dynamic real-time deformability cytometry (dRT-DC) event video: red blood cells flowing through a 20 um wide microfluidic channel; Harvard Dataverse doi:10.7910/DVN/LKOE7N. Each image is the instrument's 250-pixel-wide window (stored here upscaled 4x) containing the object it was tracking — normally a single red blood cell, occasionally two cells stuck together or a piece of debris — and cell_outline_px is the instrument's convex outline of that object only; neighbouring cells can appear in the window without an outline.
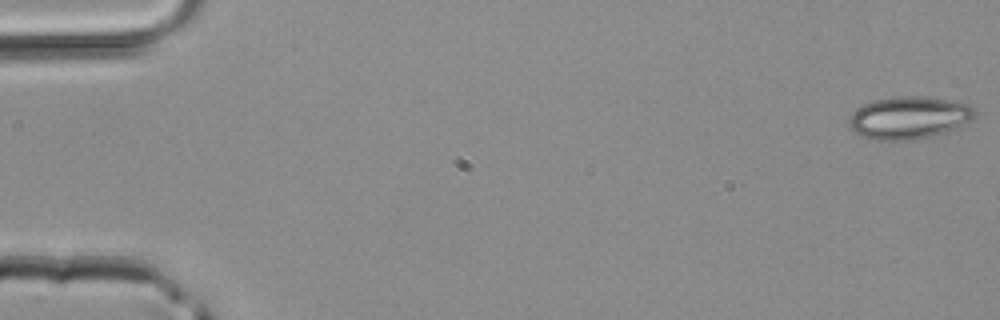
{"species": "common noctule bat (a hibernating species)", "species_latin": "Nyctalus noctula", "temperature_condition": "room temperature", "stored_images_in_passage": 46, "camera_frame_rate_fps": 3000, "um_per_image_px": 0.085, "animal": {"sex": "male", "body_mass_g": 20.4}, "frame": {"image": 1, "passage_image": 1, "time_ms": 0.0, "image_size_px": [1000, 320], "cell_outline_px": [[976, 112], [972, 120], [956, 128], [944, 132], [916, 140], [872, 140], [856, 132], [848, 124], [848, 120], [852, 112], [856, 108], [864, 104], [876, 100], [900, 96], [924, 96], [952, 100], [968, 104], [976, 108]], "centroid_in_image_um": [77.28, 10.0], "position_along_channel_um": 7.7, "area_um2": 31.21}}
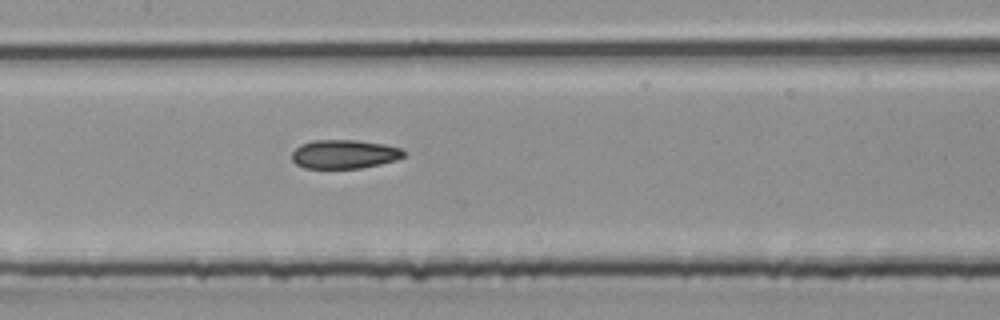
{"frame": {"image": 2, "passage_image": 22, "time_ms": 7.0, "image_size_px": [1000, 320], "cell_outline_px": [[404, 156], [396, 160], [380, 164], [360, 168], [304, 168], [296, 164], [292, 160], [292, 152], [300, 144], [312, 140], [356, 140], [384, 144], [400, 148], [404, 152]], "centroid_in_image_um": [29.23, 13.1], "position_along_channel_um": 178.2, "area_um2": 18.79}}
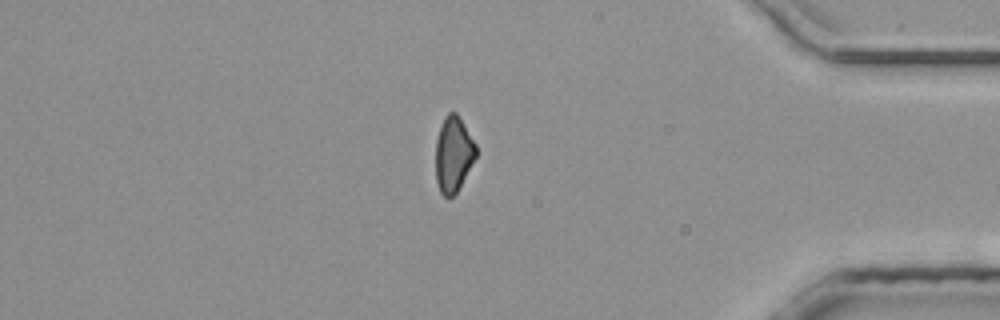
{"frame": {"image": 3, "passage_image": 38, "time_ms": 12.333, "image_size_px": [1000, 320], "cell_outline_px": [[476, 156], [456, 192], [448, 200], [440, 192], [436, 180], [436, 140], [444, 116], [448, 112], [456, 112], [476, 144]], "centroid_in_image_um": [38.52, 13.11], "position_along_channel_um": 396.7, "area_um2": 17.51}}